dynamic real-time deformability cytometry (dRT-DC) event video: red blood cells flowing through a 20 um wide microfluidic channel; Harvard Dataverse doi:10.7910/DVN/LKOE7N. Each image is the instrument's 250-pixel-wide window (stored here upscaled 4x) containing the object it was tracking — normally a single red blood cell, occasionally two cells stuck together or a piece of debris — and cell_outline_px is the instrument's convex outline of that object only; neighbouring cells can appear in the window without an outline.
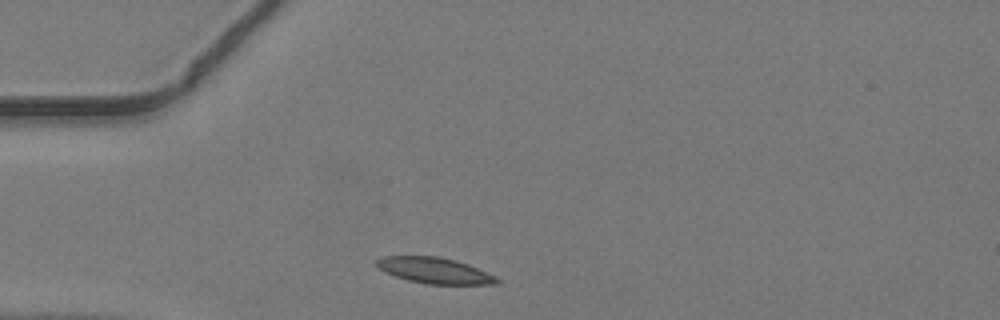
{"species": "common noctule bat (a hibernating species)", "species_latin": "Nyctalus noctula", "temperature_condition": "warm", "stored_images_in_passage": 36, "camera_frame_rate_fps": 3000, "um_per_image_px": 0.085, "animal": {"sex": "male", "body_mass_g": 19.2, "forearm_length_mm": 51.8}, "frame": {"image": 1, "passage_image": 1, "time_ms": 0.0, "image_size_px": [1000, 320], "cell_outline_px": [[500, 284], [428, 284], [408, 280], [384, 272], [376, 268], [376, 260], [384, 256], [440, 256], [456, 260], [468, 264], [496, 276], [500, 280]], "centroid_in_image_um": [36.94, 22.99], "position_along_channel_um": 48.1, "area_um2": 18.26}}
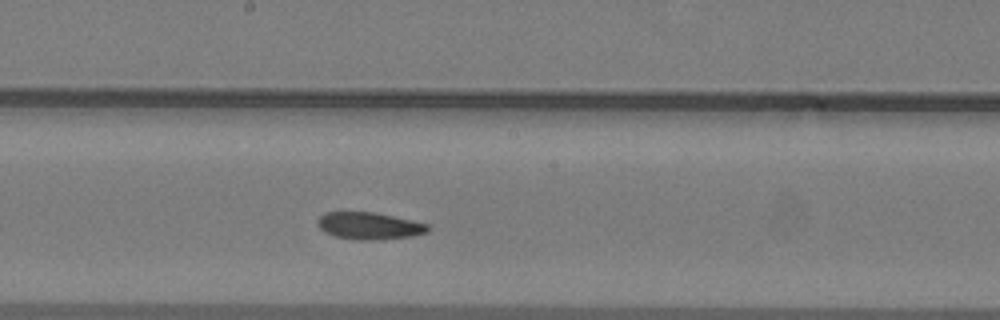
{"frame": {"image": 2, "passage_image": 14, "time_ms": 4.333, "image_size_px": [1000, 320], "cell_outline_px": [[432, 228], [428, 232], [412, 236], [380, 240], [356, 240], [332, 236], [324, 232], [316, 224], [320, 216], [324, 212], [372, 212], [412, 220], [428, 224]], "centroid_in_image_um": [31.38, 19.21], "position_along_channel_um": 216.8, "area_um2": 17.63}}
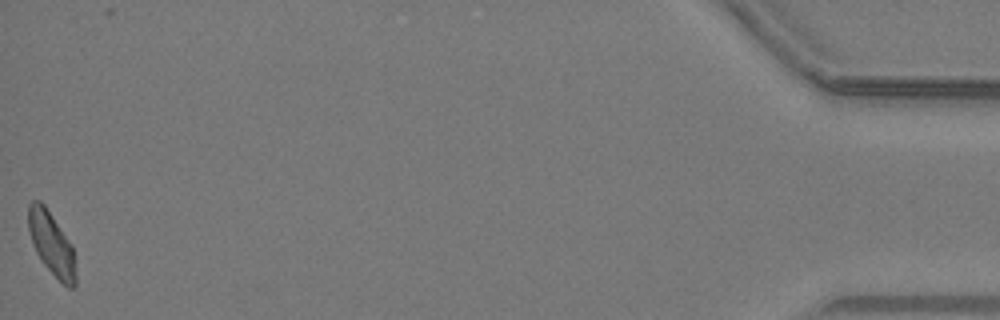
{"frame": {"image": 3, "passage_image": 36, "time_ms": 11.667, "image_size_px": [1000, 320], "cell_outline_px": [[76, 284], [72, 288], [68, 288], [44, 264], [36, 252], [28, 228], [28, 204], [32, 200], [40, 200], [44, 204], [72, 244], [76, 272]], "centroid_in_image_um": [4.39, 20.69], "position_along_channel_um": 430.8, "area_um2": 17.22}}